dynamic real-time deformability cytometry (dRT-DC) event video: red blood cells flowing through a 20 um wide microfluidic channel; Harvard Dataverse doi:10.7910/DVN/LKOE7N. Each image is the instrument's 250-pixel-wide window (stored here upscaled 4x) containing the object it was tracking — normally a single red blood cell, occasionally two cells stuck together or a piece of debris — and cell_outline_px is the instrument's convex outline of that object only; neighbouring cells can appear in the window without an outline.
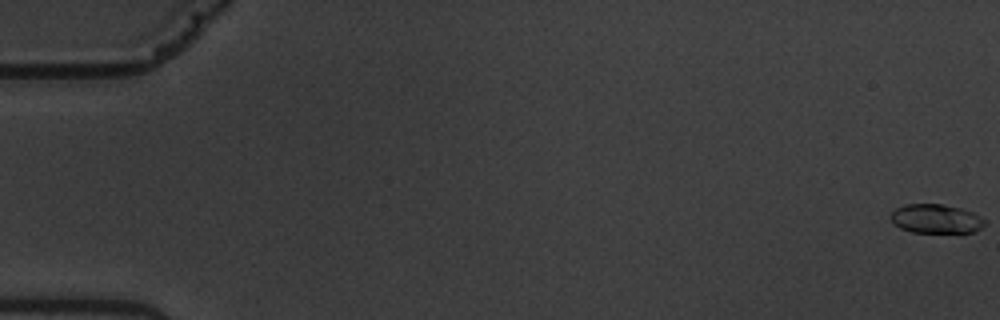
{"species": "common noctule bat (a hibernating species)", "species_latin": "Nyctalus noctula", "temperature_condition": "warm", "stored_images_in_passage": 6, "camera_frame_rate_fps": 3000, "um_per_image_px": 0.085, "animal": {"sex": "male", "body_mass_g": 19.5, "forearm_length_mm": 54.6}, "frame": {"image": 1, "passage_image": 1, "time_ms": 0.0, "image_size_px": [1000, 320], "cell_outline_px": [[984, 224], [976, 232], [912, 232], [900, 228], [892, 224], [888, 216], [896, 208], [904, 204], [940, 204], [960, 208], [972, 212], [980, 216], [984, 220]], "centroid_in_image_um": [79.49, 18.59], "position_along_channel_um": 5.5, "area_um2": 15.95}}
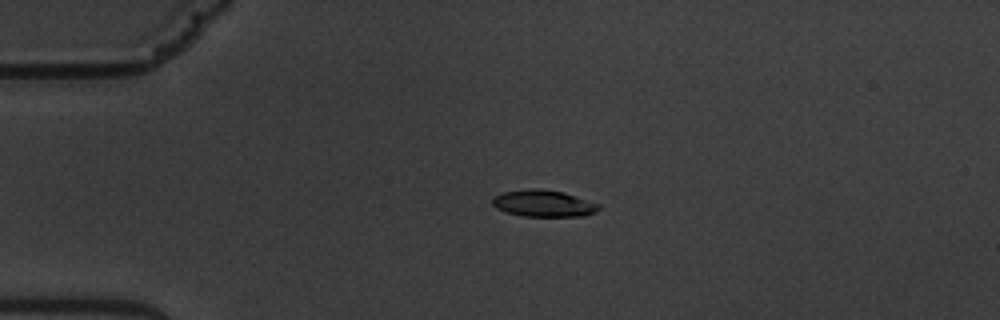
{"frame": {"image": 2, "passage_image": 5, "time_ms": 4.667, "image_size_px": [1000, 320], "cell_outline_px": [[600, 208], [596, 212], [584, 216], [524, 216], [504, 212], [496, 208], [492, 204], [492, 196], [504, 192], [532, 188], [540, 188], [564, 192], [600, 204]], "centroid_in_image_um": [46.19, 17.29], "position_along_channel_um": 38.8, "area_um2": 16.7}}
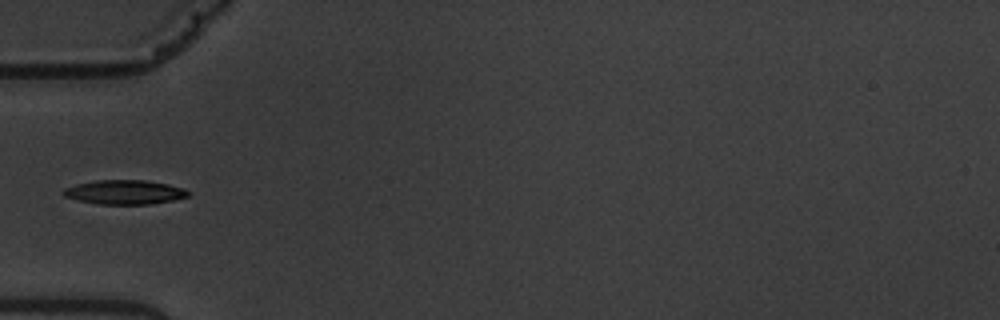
{"frame": {"image": 3, "passage_image": 6, "time_ms": 6.667, "image_size_px": [1000, 320], "cell_outline_px": [[192, 192], [188, 196], [172, 200], [152, 204], [96, 204], [76, 200], [64, 196], [60, 192], [64, 188], [76, 184], [96, 180], [144, 180], [168, 184]], "centroid_in_image_um": [10.54, 16.33], "position_along_channel_um": 74.5, "area_um2": 17.69}}